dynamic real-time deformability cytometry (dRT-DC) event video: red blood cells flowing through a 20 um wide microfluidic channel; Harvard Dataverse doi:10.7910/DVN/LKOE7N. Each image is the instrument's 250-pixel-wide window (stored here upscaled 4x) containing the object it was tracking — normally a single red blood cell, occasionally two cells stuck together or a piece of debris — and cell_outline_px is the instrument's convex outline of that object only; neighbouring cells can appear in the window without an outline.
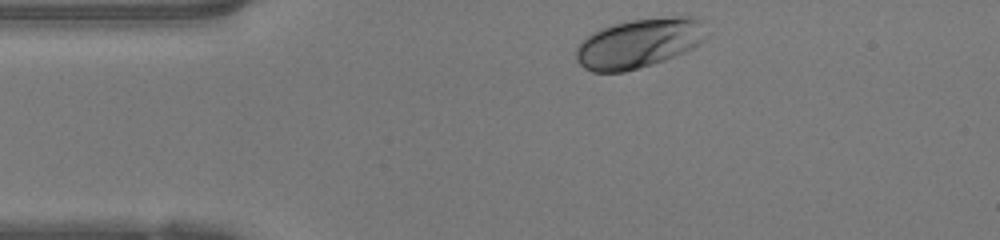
{"species": "human", "species_latin": "Homo sapiens", "temperature_condition": "warm", "stored_images_in_passage": 32, "camera_frame_rate_fps": 3000, "um_per_image_px": 0.085, "donor": {"sex": "female"}, "frame": {"image": 1, "passage_image": 1, "time_ms": 0.0, "image_size_px": [1000, 240], "cell_outline_px": [[708, 32], [700, 44], [684, 52], [664, 60], [652, 64], [624, 72], [592, 72], [584, 68], [576, 60], [576, 48], [592, 32], [600, 28], [612, 24], [632, 20], [672, 16], [692, 16], [700, 20]], "centroid_in_image_um": [54.32, 3.67], "position_along_channel_um": 30.7, "area_um2": 37.51}}
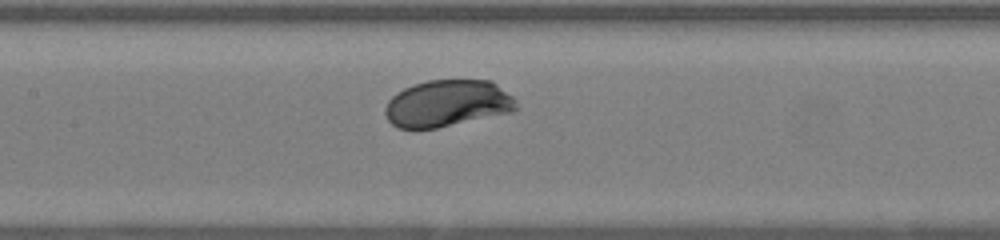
{"frame": {"image": 2, "passage_image": 14, "time_ms": 4.333, "image_size_px": [1000, 240], "cell_outline_px": [[516, 108], [512, 112], [436, 128], [400, 128], [392, 124], [388, 120], [384, 112], [384, 108], [388, 100], [396, 92], [412, 84], [428, 80], [492, 80], [512, 96], [516, 100]], "centroid_in_image_um": [38.01, 8.78], "position_along_channel_um": 169.4, "area_um2": 35.78}}
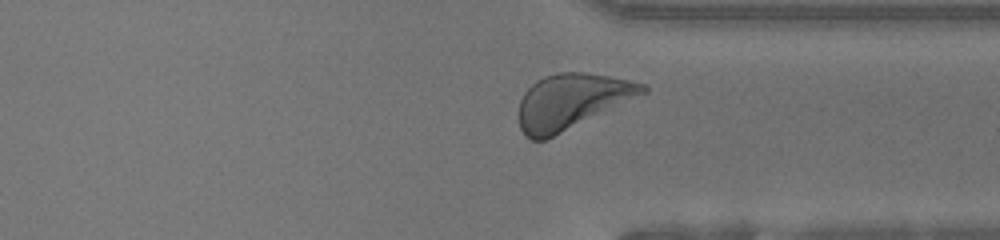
{"frame": {"image": 3, "passage_image": 28, "time_ms": 9.0, "image_size_px": [1000, 240], "cell_outline_px": [[648, 92], [544, 140], [532, 140], [524, 136], [520, 128], [520, 100], [524, 92], [536, 80], [544, 76], [560, 72], [584, 72], [608, 76], [628, 80], [644, 84], [648, 88]], "centroid_in_image_um": [48.56, 8.6], "position_along_channel_um": 362.8, "area_um2": 39.25}, "authors_computed_cell_mechanics": {"area_um2": 36.3273, "velocity_mm_per_s": 4.1624, "shape_relaxation_time_tau1_ms": 1.1429, "shape_relaxation_time_tau2_ms": 3.6883, "deformation_change_tau1": 0.1003, "deformation_change_tau2": 0.0985}}